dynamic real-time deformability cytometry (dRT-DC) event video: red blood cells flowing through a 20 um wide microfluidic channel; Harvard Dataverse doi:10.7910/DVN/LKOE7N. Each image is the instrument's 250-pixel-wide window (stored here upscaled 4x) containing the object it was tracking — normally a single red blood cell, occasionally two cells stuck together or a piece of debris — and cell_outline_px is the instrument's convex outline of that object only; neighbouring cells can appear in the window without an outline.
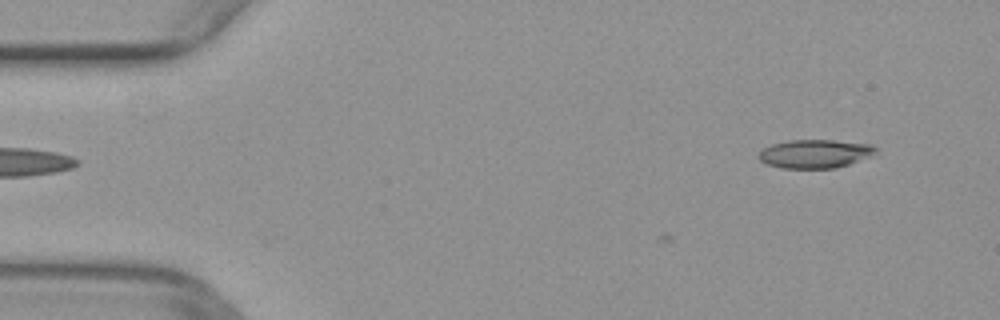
{"species": "common noctule bat (a hibernating species)", "species_latin": "Nyctalus noctula", "temperature_condition": "warm", "stored_images_in_passage": 3, "camera_frame_rate_fps": 3000, "um_per_image_px": 0.085, "animal": {"sex": "female", "body_mass_g": 29.2, "forearm_length_mm": 56.3}, "frame": {"image": 1, "passage_image": 3, "time_ms": 0.667, "image_size_px": [1000, 320], "cell_outline_px": [[880, 148], [876, 152], [868, 156], [848, 164], [836, 168], [780, 168], [768, 164], [760, 160], [756, 156], [764, 148], [772, 144], [788, 140], [832, 140], [872, 144]], "centroid_in_image_um": [69.27, 13.06], "position_along_channel_um": 15.7, "area_um2": 19.42}}